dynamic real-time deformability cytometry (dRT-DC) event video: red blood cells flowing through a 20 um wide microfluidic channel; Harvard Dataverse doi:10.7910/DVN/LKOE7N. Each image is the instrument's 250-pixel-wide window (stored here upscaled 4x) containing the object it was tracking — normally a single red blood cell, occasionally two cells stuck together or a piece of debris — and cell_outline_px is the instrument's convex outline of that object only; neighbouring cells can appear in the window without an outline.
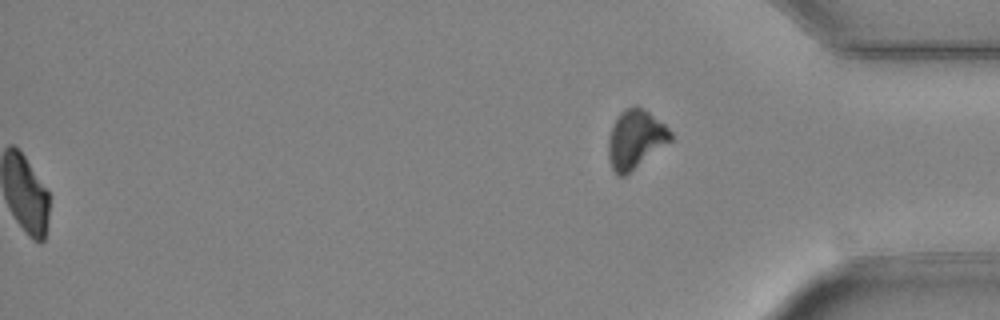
{"species": "Egyptian fruit bat (a non-hibernating species)", "species_latin": "Rousettus aegyptiacus", "temperature_condition": "cold", "stored_images_in_passage": 49, "segment_of_instrument_passage": [2, 2], "camera_frame_rate_fps": 3000, "um_per_image_px": 0.085, "animal": {"sex": "female"}, "frame": {"image": 1, "passage_image": 49, "time_ms": 16.0, "image_size_px": [1000, 320], "cell_outline_px": [[672, 140], [624, 176], [616, 176], [608, 160], [608, 136], [612, 124], [620, 112], [624, 108], [636, 104], [648, 112], [664, 124], [672, 132]], "centroid_in_image_um": [53.97, 11.82], "position_along_channel_um": 381.2, "area_um2": 21.33}}